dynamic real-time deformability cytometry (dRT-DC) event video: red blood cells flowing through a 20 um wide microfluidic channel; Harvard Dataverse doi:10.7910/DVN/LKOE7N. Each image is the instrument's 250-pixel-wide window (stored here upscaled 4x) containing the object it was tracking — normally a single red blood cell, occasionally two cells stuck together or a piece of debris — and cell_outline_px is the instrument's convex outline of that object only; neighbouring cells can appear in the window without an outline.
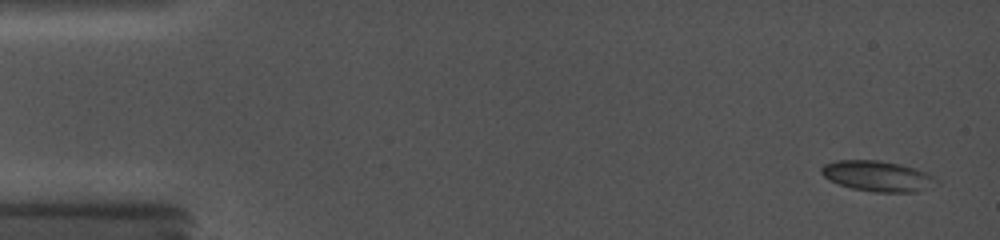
{"species": "common noctule bat (a hibernating species)", "species_latin": "Nyctalus noctula", "temperature_condition": "cold", "stored_images_in_passage": 5, "camera_frame_rate_fps": 5000, "um_per_image_px": 0.085, "animal": {"sex": "female", "body_mass_g": 19.0, "forearm_length_mm": 56.7}, "frame": {"image": 1, "passage_image": 1, "time_ms": 0.0, "image_size_px": [1000, 240], "cell_outline_px": [[932, 180], [928, 184], [916, 192], [872, 192], [852, 188], [840, 184], [824, 176], [820, 172], [820, 168], [824, 164], [836, 160], [876, 160], [900, 164], [916, 168], [928, 172], [932, 176]], "centroid_in_image_um": [74.49, 14.94], "position_along_channel_um": 10.5, "area_um2": 19.88}}
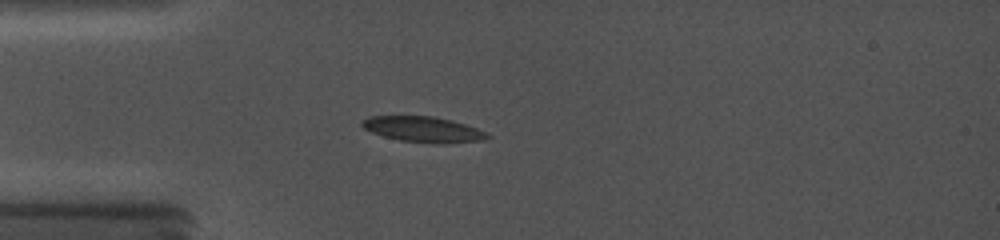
{"frame": {"image": 2, "passage_image": 5, "time_ms": 4.2, "image_size_px": [1000, 240], "cell_outline_px": [[492, 136], [488, 140], [440, 144], [436, 144], [400, 140], [384, 136], [372, 132], [364, 128], [360, 124], [360, 120], [368, 116], [432, 116], [452, 120], [476, 128]], "centroid_in_image_um": [35.98, 11.0], "position_along_channel_um": 49.0, "area_um2": 18.79}}